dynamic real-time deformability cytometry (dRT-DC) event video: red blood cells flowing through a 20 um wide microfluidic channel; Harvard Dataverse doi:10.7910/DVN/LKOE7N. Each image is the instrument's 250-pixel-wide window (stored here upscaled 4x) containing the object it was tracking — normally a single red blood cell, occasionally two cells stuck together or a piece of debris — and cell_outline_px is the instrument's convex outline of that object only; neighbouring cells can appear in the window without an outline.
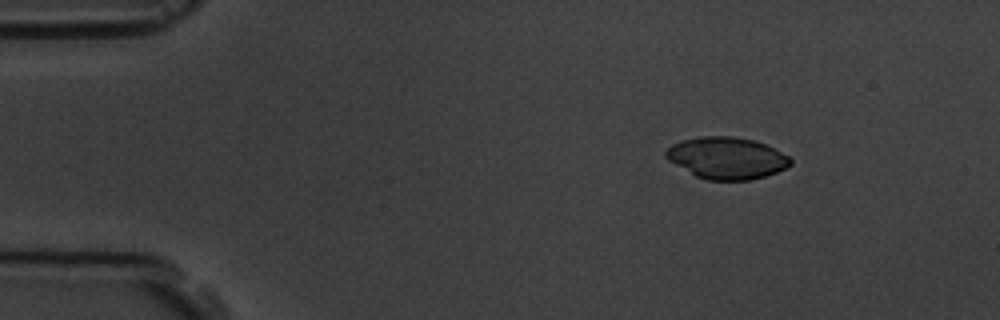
{"species": "common noctule bat (a hibernating species)", "species_latin": "Nyctalus noctula", "temperature_condition": "room temperature", "stored_images_in_passage": 5, "camera_frame_rate_fps": 3000, "um_per_image_px": 0.085, "animal": {"sex": "male", "body_mass_g": 19.5, "forearm_length_mm": 54.6}, "frame": {"image": 1, "passage_image": 1, "time_ms": 0.0, "image_size_px": [1000, 320], "cell_outline_px": [[792, 164], [776, 172], [764, 176], [748, 180], [708, 180], [696, 176], [668, 160], [664, 156], [664, 152], [672, 144], [684, 140], [700, 136], [732, 136], [752, 140], [764, 144], [788, 156], [792, 160]], "centroid_in_image_um": [61.74, 13.43], "position_along_channel_um": 23.3, "area_um2": 30.0}}